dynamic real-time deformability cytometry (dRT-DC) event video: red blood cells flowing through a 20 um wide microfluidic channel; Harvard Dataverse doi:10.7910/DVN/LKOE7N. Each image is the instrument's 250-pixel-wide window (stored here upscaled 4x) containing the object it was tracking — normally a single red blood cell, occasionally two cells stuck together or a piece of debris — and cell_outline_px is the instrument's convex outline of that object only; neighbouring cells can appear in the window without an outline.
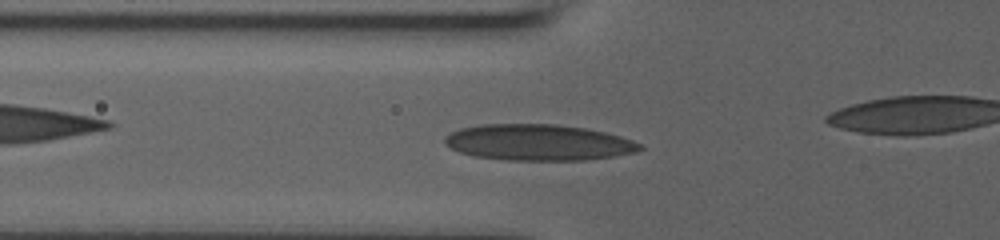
{"species": "human", "species_latin": "Homo sapiens", "temperature_condition": "room temperature", "stored_images_in_passage": 31, "camera_frame_rate_fps": 3000, "um_per_image_px": 0.085, "donor": {"sex": "male"}, "frame": {"image": 1, "passage_image": 12, "time_ms": 5.333, "image_size_px": [1000, 240], "cell_outline_px": [[644, 148], [636, 152], [616, 156], [584, 160], [508, 160], [476, 156], [460, 152], [444, 144], [444, 136], [460, 128], [480, 124], [556, 124], [584, 128], [604, 132], [620, 136], [632, 140], [640, 144]], "centroid_in_image_um": [45.76, 12.1], "position_along_channel_um": 80.0, "area_um2": 41.04}}
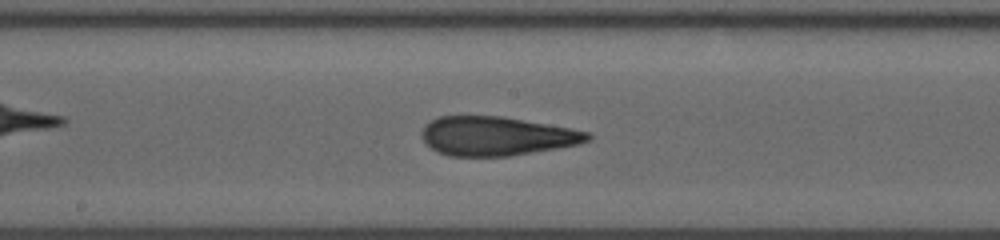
{"frame": {"image": 2, "passage_image": 19, "time_ms": 8.667, "image_size_px": [1000, 240], "cell_outline_px": [[592, 136], [588, 140], [580, 144], [508, 156], [448, 156], [436, 152], [420, 136], [420, 132], [432, 120], [440, 116], [504, 116], [568, 128], [588, 132]], "centroid_in_image_um": [42.18, 11.57], "position_along_channel_um": 206.0, "area_um2": 37.4}}
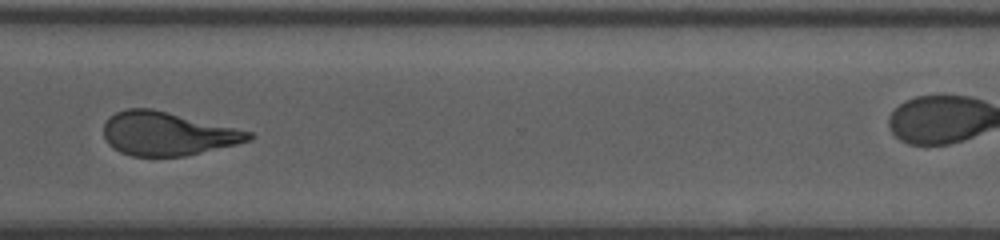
{"frame": {"image": 3, "passage_image": 28, "time_ms": 12.667, "image_size_px": [1000, 240], "cell_outline_px": [[256, 136], [252, 140], [236, 144], [184, 156], [132, 156], [120, 152], [112, 148], [108, 144], [104, 136], [104, 124], [108, 116], [116, 112], [128, 108], [152, 108], [236, 128], [252, 132]], "centroid_in_image_um": [14.21, 11.36], "position_along_channel_um": 356.4, "area_um2": 36.82}}